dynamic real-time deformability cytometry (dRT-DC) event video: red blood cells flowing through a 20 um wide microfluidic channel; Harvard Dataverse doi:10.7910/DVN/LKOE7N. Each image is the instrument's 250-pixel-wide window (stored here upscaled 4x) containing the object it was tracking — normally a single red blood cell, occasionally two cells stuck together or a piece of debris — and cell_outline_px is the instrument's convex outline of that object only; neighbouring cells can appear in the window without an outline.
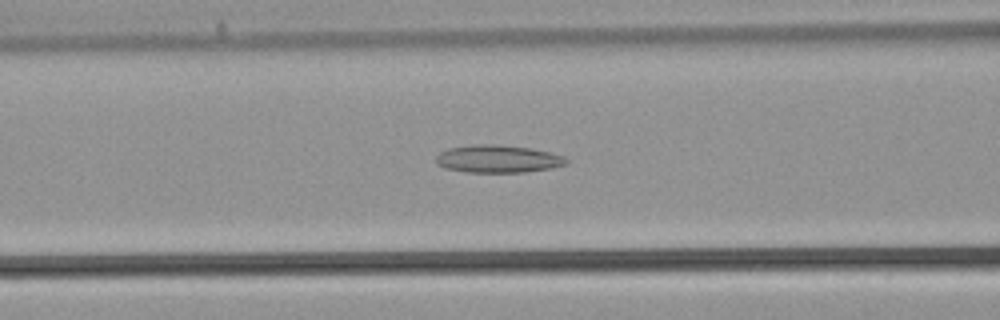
{"species": "common noctule bat (a hibernating species)", "species_latin": "Nyctalus noctula", "temperature_condition": "warm", "stored_images_in_passage": 34, "camera_frame_rate_fps": 3000, "um_per_image_px": 0.085, "animal": {"sex": "male", "body_mass_g": 21.5, "forearm_length_mm": 52.0}, "frame": {"image": 1, "passage_image": 15, "time_ms": 4.667, "image_size_px": [1000, 320], "cell_outline_px": [[568, 164], [552, 168], [524, 172], [468, 172], [444, 168], [436, 164], [436, 156], [440, 152], [448, 148], [476, 144], [492, 144], [532, 148], [564, 156], [568, 160]], "centroid_in_image_um": [42.32, 13.51], "position_along_channel_um": 124.3, "area_um2": 21.04}}
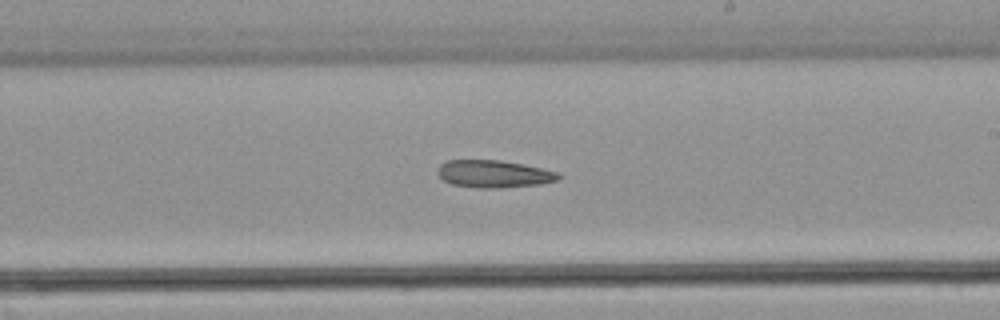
{"frame": {"image": 2, "passage_image": 22, "time_ms": 7.0, "image_size_px": [1000, 320], "cell_outline_px": [[564, 176], [560, 180], [540, 184], [500, 188], [476, 188], [452, 184], [444, 180], [436, 172], [440, 164], [448, 160], [500, 160], [560, 172]], "centroid_in_image_um": [42.01, 14.79], "position_along_channel_um": 247.0, "area_um2": 19.42}}
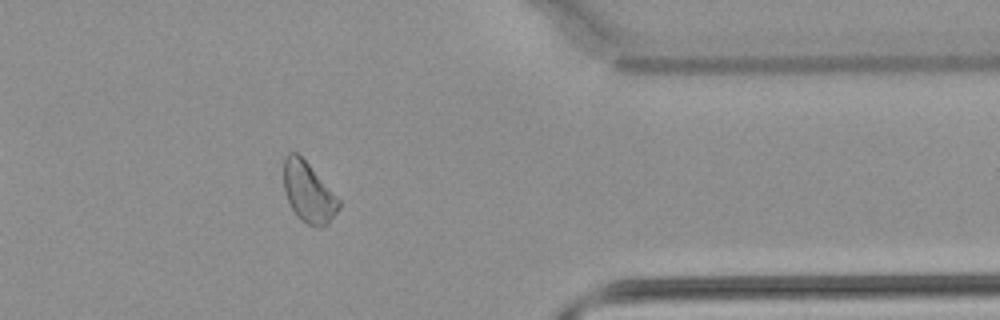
{"frame": {"image": 3, "passage_image": 31, "time_ms": 10.0, "image_size_px": [1000, 320], "cell_outline_px": [[340, 208], [328, 224], [320, 228], [316, 228], [300, 220], [296, 216], [284, 192], [284, 156], [288, 152], [296, 152], [308, 164], [340, 200]], "centroid_in_image_um": [26.21, 16.38], "position_along_channel_um": 385.2, "area_um2": 19.25}}